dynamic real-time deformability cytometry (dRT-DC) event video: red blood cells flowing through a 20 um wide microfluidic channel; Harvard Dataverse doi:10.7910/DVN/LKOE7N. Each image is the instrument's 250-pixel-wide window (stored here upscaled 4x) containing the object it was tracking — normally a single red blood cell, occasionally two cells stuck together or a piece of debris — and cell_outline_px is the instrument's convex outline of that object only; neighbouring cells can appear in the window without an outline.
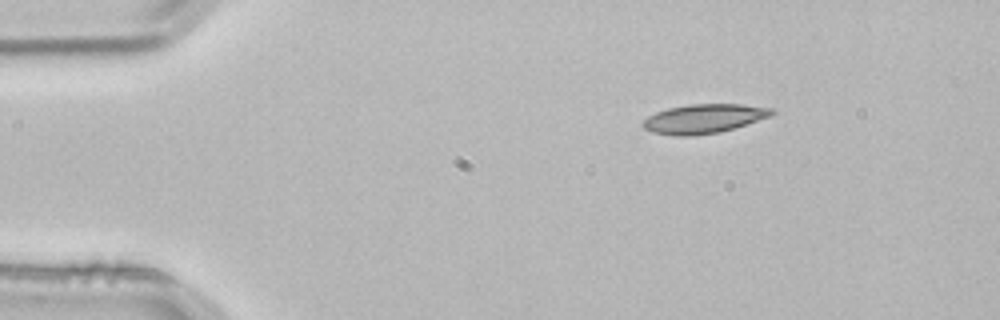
{"species": "common noctule bat (a hibernating species)", "species_latin": "Nyctalus noctula", "temperature_condition": "room temperature", "stored_images_in_passage": 2, "camera_frame_rate_fps": 3000, "um_per_image_px": 0.085, "animal": {"sex": "male", "body_mass_g": 21.5, "forearm_length_mm": 52.0}, "frame": {"image": 1, "passage_image": 1, "time_ms": 0.0, "image_size_px": [1000, 320], "cell_outline_px": [[776, 112], [772, 116], [720, 132], [692, 136], [676, 136], [652, 132], [644, 128], [640, 124], [648, 116], [656, 112], [668, 108], [692, 104], [740, 104], [772, 108]], "centroid_in_image_um": [59.82, 10.09], "position_along_channel_um": 25.2, "area_um2": 21.91}}